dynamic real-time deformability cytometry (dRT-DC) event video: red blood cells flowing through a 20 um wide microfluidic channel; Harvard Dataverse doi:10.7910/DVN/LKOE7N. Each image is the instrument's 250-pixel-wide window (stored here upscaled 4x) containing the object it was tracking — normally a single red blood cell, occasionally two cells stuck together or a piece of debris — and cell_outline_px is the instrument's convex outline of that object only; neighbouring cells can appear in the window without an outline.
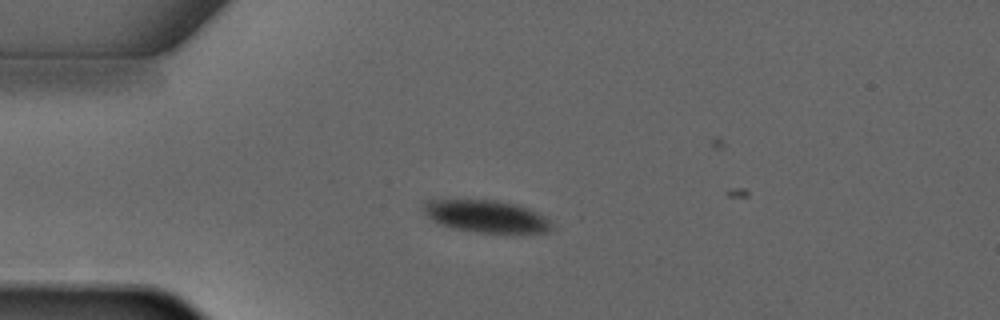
{"species": "common noctule bat (a hibernating species)", "species_latin": "Nyctalus noctula", "temperature_condition": "warm", "stored_images_in_passage": 3, "camera_frame_rate_fps": 3000, "um_per_image_px": 0.085, "animal": {"sex": "male", "forearm_length_mm": 52.5}, "frame": {"image": 1, "passage_image": 2, "time_ms": 1.333, "image_size_px": [1000, 320], "cell_outline_px": [[556, 228], [548, 232], [476, 232], [452, 228], [432, 220], [424, 212], [424, 204], [428, 200], [496, 200], [516, 204], [528, 208], [544, 216]], "centroid_in_image_um": [41.36, 18.38], "position_along_channel_um": 43.6, "area_um2": 23.81}}